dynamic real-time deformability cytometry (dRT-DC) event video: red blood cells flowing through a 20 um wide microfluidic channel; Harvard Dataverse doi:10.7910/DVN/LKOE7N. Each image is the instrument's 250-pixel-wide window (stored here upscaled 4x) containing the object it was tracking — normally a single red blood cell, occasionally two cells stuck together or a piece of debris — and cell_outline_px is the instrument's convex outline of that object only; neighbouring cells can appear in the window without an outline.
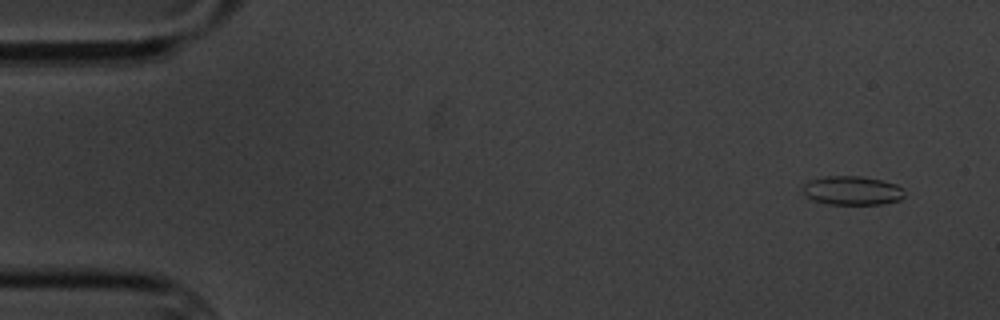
{"species": "common noctule bat (a hibernating species)", "species_latin": "Nyctalus noctula", "temperature_condition": "cold", "stored_images_in_passage": 5, "camera_frame_rate_fps": 3000, "um_per_image_px": 0.085, "animal": {"sex": "male", "body_mass_g": 20.1, "forearm_length_mm": 53.5}, "frame": {"image": 1, "passage_image": 1, "time_ms": 0.0, "image_size_px": [1000, 320], "cell_outline_px": [[904, 196], [900, 200], [880, 204], [828, 204], [812, 200], [804, 192], [804, 184], [808, 180], [824, 176], [860, 176], [880, 180], [896, 184], [904, 188]], "centroid_in_image_um": [72.45, 16.19], "position_along_channel_um": 12.6, "area_um2": 17.11}}
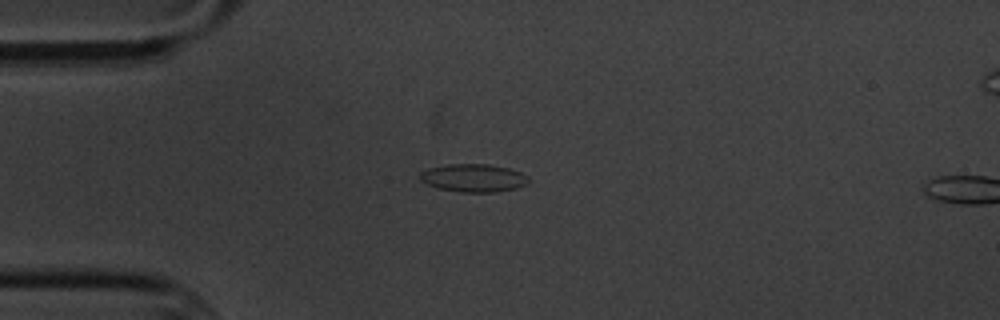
{"frame": {"image": 2, "passage_image": 4, "time_ms": 3.667, "image_size_px": [1000, 320], "cell_outline_px": [[528, 184], [516, 188], [496, 192], [460, 192], [436, 188], [420, 180], [420, 172], [428, 168], [448, 164], [488, 164], [508, 168], [520, 172], [528, 176]], "centroid_in_image_um": [40.24, 15.13], "position_along_channel_um": 44.8, "area_um2": 17.74}}